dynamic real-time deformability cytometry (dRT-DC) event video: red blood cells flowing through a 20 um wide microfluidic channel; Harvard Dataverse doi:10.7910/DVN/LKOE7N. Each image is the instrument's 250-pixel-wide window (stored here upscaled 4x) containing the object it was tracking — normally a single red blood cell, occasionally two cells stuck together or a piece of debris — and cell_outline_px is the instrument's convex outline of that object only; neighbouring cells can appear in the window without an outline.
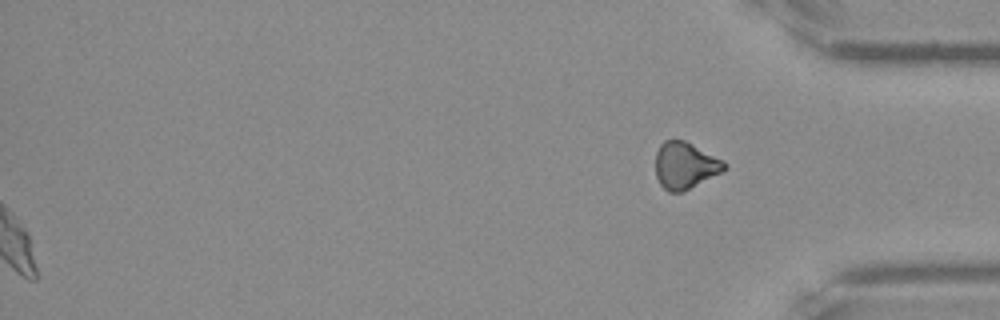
{"species": "Egyptian fruit bat (a non-hibernating species)", "species_latin": "Rousettus aegyptiacus", "temperature_condition": "warm", "stored_images_in_passage": 48, "segment_of_instrument_passage": [2, 2], "camera_frame_rate_fps": 3000, "um_per_image_px": 0.085, "frame": {"image": 1, "passage_image": 48, "time_ms": 15.667, "image_size_px": [1000, 320], "cell_outline_px": [[728, 168], [724, 172], [684, 192], [668, 192], [660, 184], [656, 176], [656, 152], [660, 144], [664, 140], [684, 140], [724, 160], [728, 164]], "centroid_in_image_um": [58.27, 14.08], "position_along_channel_um": 376.9, "area_um2": 19.13}}